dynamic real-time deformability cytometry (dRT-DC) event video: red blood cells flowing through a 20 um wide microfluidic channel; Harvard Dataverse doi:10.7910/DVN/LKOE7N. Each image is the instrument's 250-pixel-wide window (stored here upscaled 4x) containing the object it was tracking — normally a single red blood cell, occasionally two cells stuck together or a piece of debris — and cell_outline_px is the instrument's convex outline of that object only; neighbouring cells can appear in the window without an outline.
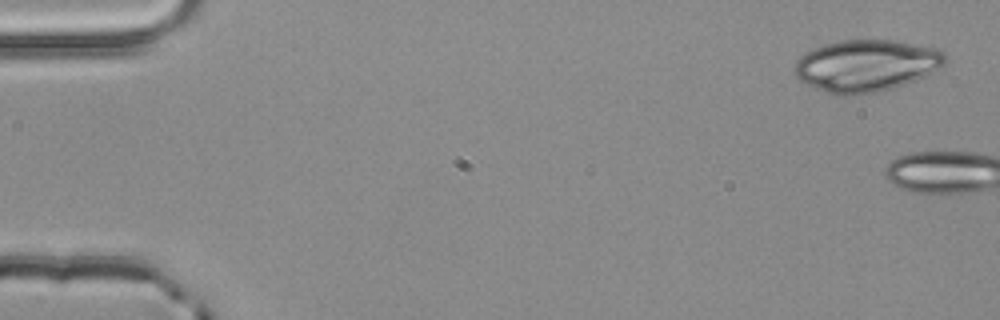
{"species": "common noctule bat (a hibernating species)", "species_latin": "Nyctalus noctula", "temperature_condition": "room temperature", "stored_images_in_passage": 4, "camera_frame_rate_fps": 3000, "um_per_image_px": 0.085, "animal": {"sex": "male", "body_mass_g": 20.4}, "frame": {"image": 1, "passage_image": 1, "time_ms": 0.0, "image_size_px": [1000, 320], "cell_outline_px": [[948, 56], [944, 64], [924, 76], [916, 80], [892, 88], [876, 92], [852, 96], [832, 96], [800, 80], [792, 72], [792, 68], [796, 60], [800, 56], [812, 48], [824, 44], [840, 40], [892, 40], [932, 48], [944, 52]], "centroid_in_image_um": [73.55, 5.59], "position_along_channel_um": 11.4, "area_um2": 45.72}}